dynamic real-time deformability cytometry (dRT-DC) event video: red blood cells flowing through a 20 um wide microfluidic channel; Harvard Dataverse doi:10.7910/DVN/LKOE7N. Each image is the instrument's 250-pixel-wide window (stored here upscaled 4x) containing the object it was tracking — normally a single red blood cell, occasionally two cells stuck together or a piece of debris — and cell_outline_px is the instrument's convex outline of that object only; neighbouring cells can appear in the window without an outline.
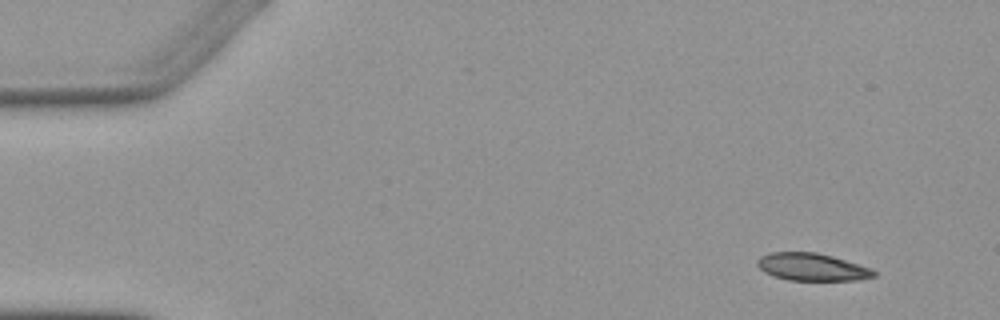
{"species": "Egyptian fruit bat (a non-hibernating species)", "species_latin": "Rousettus aegyptiacus", "temperature_condition": "warm", "stored_images_in_passage": 4, "camera_frame_rate_fps": 3000, "um_per_image_px": 0.085, "animal": {"sex": "female"}, "frame": {"image": 1, "passage_image": 1, "time_ms": 0.0, "image_size_px": [1000, 320], "cell_outline_px": [[876, 276], [856, 280], [788, 280], [764, 272], [756, 264], [756, 260], [760, 256], [768, 252], [816, 252], [832, 256], [872, 268], [876, 272]], "centroid_in_image_um": [69.01, 22.68], "position_along_channel_um": 16.0, "area_um2": 18.67}}
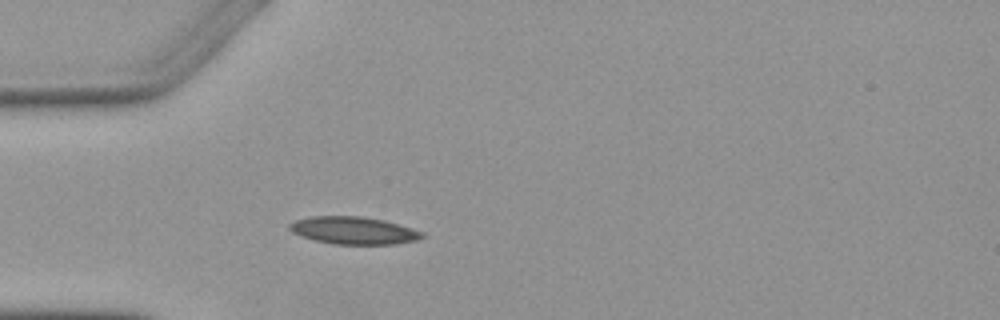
{"frame": {"image": 2, "passage_image": 4, "time_ms": 3.667, "image_size_px": [1000, 320], "cell_outline_px": [[424, 236], [416, 240], [396, 244], [332, 244], [300, 236], [292, 232], [288, 228], [288, 224], [296, 220], [312, 216], [360, 216], [384, 220], [412, 228], [424, 232]], "centroid_in_image_um": [30.05, 19.59], "position_along_channel_um": 55.0, "area_um2": 21.21}}